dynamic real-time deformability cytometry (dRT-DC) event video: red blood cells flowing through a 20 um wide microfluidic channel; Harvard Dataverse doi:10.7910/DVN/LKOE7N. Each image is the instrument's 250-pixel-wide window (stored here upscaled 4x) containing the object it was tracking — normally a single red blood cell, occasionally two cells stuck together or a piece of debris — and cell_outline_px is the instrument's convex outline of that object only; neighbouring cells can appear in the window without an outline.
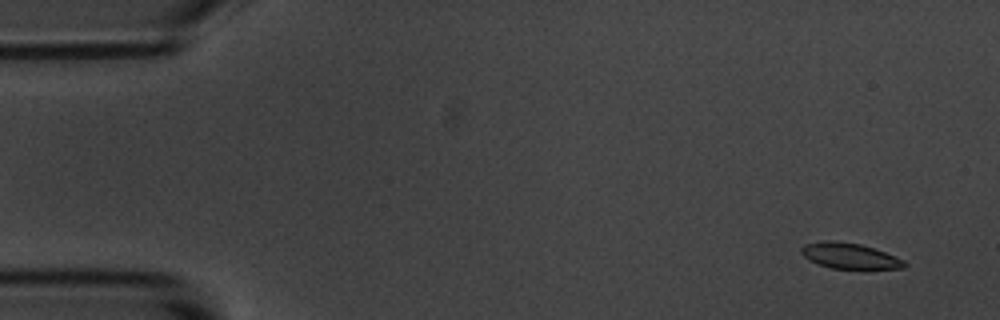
{"species": "common noctule bat (a hibernating species)", "species_latin": "Nyctalus noctula", "temperature_condition": "room temperature", "stored_images_in_passage": 6, "camera_frame_rate_fps": 3000, "um_per_image_px": 0.085, "animal": {"sex": "male", "body_mass_g": 20.1, "forearm_length_mm": 53.5}, "frame": {"image": 1, "passage_image": 1, "time_ms": 0.0, "image_size_px": [1000, 320], "cell_outline_px": [[908, 264], [904, 268], [832, 268], [808, 260], [800, 252], [800, 248], [804, 244], [828, 240], [832, 240], [860, 244], [884, 252], [904, 260]], "centroid_in_image_um": [72.19, 21.74], "position_along_channel_um": 12.8, "area_um2": 15.14}}
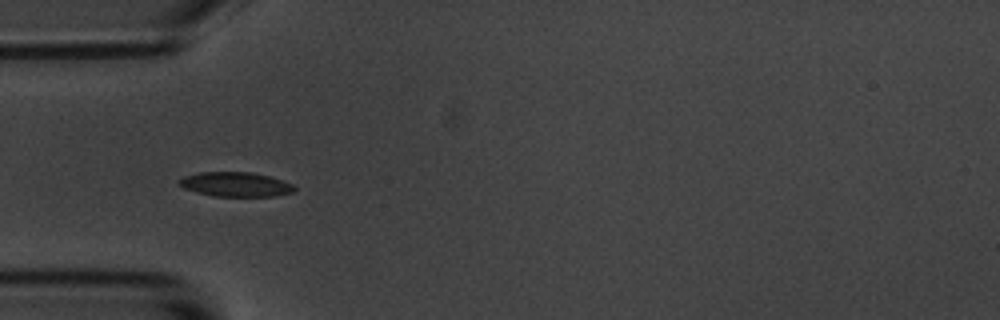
{"frame": {"image": 2, "passage_image": 5, "time_ms": 4.667, "image_size_px": [1000, 320], "cell_outline_px": [[296, 188], [292, 192], [276, 196], [212, 196], [196, 192], [184, 188], [176, 180], [184, 176], [200, 172], [252, 172], [268, 176], [292, 184]], "centroid_in_image_um": [19.99, 15.67], "position_along_channel_um": 65.0, "area_um2": 16.36}}